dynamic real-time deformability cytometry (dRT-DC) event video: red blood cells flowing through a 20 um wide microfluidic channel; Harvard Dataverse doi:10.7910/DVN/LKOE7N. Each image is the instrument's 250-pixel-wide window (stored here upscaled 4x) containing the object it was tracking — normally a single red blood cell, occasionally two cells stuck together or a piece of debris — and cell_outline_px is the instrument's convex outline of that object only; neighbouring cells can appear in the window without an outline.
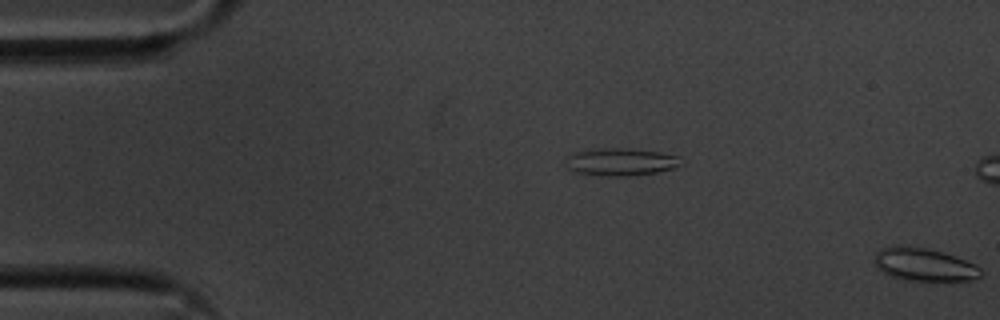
{"species": "common noctule bat (a hibernating species)", "species_latin": "Nyctalus noctula", "temperature_condition": "cold", "stored_images_in_passage": 11, "segment_of_instrument_passage": [2, 2], "camera_frame_rate_fps": 3000, "um_per_image_px": 0.085, "animal": {"sex": "male", "body_mass_g": 20.1, "forearm_length_mm": 53.5}, "frame": {"image": 1, "passage_image": 11, "time_ms": 3.333, "image_size_px": [1000, 320], "cell_outline_px": [[984, 272], [980, 276], [972, 280], [900, 280], [888, 276], [876, 268], [872, 260], [876, 252], [880, 248], [892, 244], [900, 244], [924, 248], [944, 252], [956, 256], [980, 268]], "centroid_in_image_um": [78.44, 22.47], "position_along_channel_um": 6.6, "area_um2": 20.87}}